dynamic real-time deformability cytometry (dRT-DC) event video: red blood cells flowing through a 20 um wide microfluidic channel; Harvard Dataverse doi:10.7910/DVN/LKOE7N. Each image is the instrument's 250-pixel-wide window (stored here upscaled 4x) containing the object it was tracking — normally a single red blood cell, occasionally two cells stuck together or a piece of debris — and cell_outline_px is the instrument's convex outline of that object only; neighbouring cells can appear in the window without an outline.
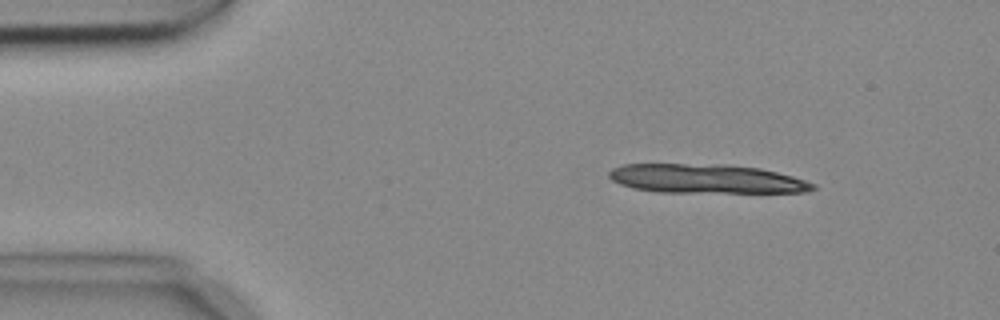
{"species": "common noctule bat (a hibernating species)", "species_latin": "Nyctalus noctula", "temperature_condition": "cold", "stored_images_in_passage": 5, "camera_frame_rate_fps": 3000, "um_per_image_px": 0.085, "animal": {"sex": "female", "body_mass_g": 18.4}, "frame": {"image": 1, "passage_image": 2, "time_ms": 0.333, "image_size_px": [1000, 320], "cell_outline_px": [[816, 188], [808, 192], [660, 192], [632, 188], [620, 184], [612, 180], [608, 176], [608, 172], [612, 168], [624, 164], [724, 164], [760, 168], [792, 176], [816, 184]], "centroid_in_image_um": [60.01, 15.19], "position_along_channel_um": 25.0, "area_um2": 34.56}}
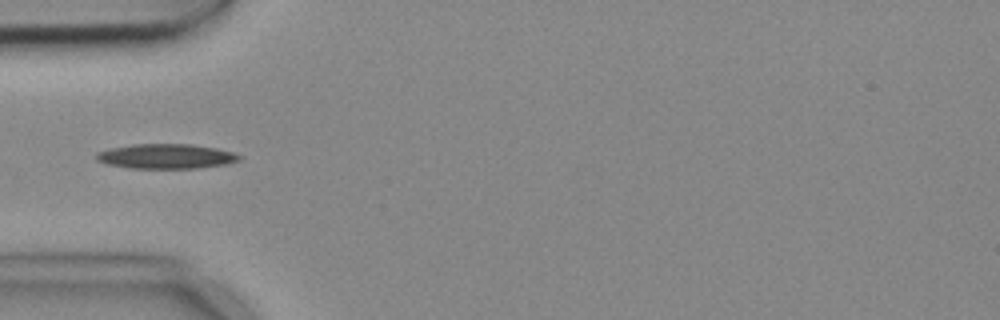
{"frame": {"image": 2, "passage_image": 5, "time_ms": 1.333, "image_size_px": [1000, 320], "cell_outline_px": [[244, 156], [240, 160], [228, 164], [200, 168], [128, 168], [108, 164], [96, 160], [96, 152], [108, 148], [132, 144], [192, 144], [216, 148], [232, 152]], "centroid_in_image_um": [14.13, 13.28], "position_along_channel_um": 70.9, "area_um2": 20.87}}